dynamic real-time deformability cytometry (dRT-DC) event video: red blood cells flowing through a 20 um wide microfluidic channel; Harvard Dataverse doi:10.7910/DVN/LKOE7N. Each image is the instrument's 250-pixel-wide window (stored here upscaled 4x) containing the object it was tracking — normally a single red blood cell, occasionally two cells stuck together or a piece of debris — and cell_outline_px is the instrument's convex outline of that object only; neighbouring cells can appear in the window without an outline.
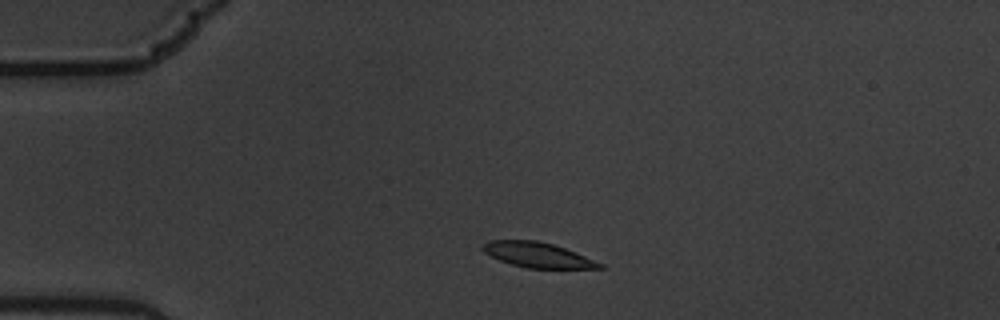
{"species": "common noctule bat (a hibernating species)", "species_latin": "Nyctalus noctula", "temperature_condition": "warm", "stored_images_in_passage": 3, "camera_frame_rate_fps": 3000, "um_per_image_px": 0.085, "animal": {"sex": "male", "body_mass_g": 19.5, "forearm_length_mm": 54.6}, "frame": {"image": 1, "passage_image": 2, "time_ms": 0.333, "image_size_px": [1000, 320], "cell_outline_px": [[604, 268], [528, 268], [512, 264], [500, 260], [484, 252], [480, 248], [480, 244], [488, 240], [536, 240], [552, 244], [576, 252], [604, 264]], "centroid_in_image_um": [45.66, 21.65], "position_along_channel_um": 39.3, "area_um2": 17.05}}